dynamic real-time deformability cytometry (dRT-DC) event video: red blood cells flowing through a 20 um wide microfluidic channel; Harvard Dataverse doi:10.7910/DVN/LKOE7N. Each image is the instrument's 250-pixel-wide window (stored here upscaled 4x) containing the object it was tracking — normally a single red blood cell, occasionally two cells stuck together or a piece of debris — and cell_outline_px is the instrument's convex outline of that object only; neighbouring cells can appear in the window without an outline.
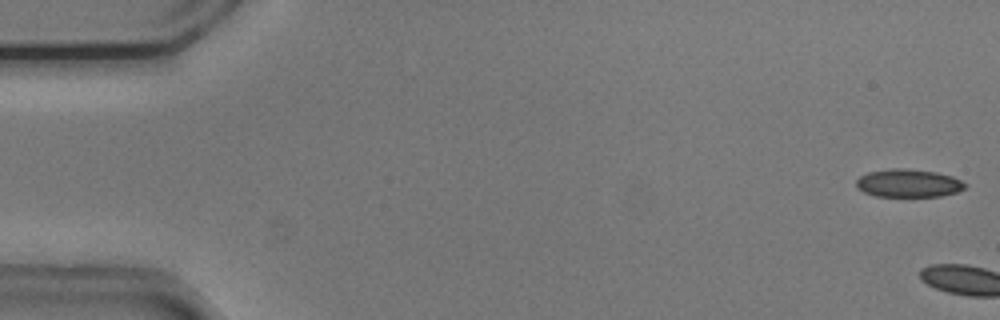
{"species": "common noctule bat (a hibernating species)", "species_latin": "Nyctalus noctula", "temperature_condition": "cold", "stored_images_in_passage": 3, "camera_frame_rate_fps": 3000, "um_per_image_px": 0.085, "animal": {"sex": "male", "body_mass_g": 20.5, "forearm_length_mm": 52.5}, "frame": {"image": 1, "passage_image": 1, "time_ms": 0.0, "image_size_px": [1000, 320], "cell_outline_px": [[968, 184], [964, 188], [956, 192], [940, 196], [876, 196], [864, 192], [856, 188], [856, 180], [860, 176], [868, 172], [888, 168], [908, 168], [936, 172], [952, 176]], "centroid_in_image_um": [77.19, 15.56], "position_along_channel_um": 7.8, "area_um2": 17.86}}